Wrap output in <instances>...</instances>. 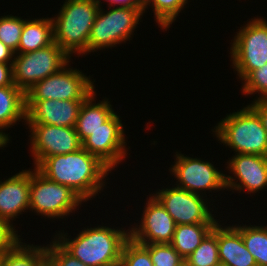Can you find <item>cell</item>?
Masks as SVG:
<instances>
[{"label":"cell","mask_w":267,"mask_h":266,"mask_svg":"<svg viewBox=\"0 0 267 266\" xmlns=\"http://www.w3.org/2000/svg\"><path fill=\"white\" fill-rule=\"evenodd\" d=\"M15 52L0 41V63L13 64Z\"/></svg>","instance_id":"cell-36"},{"label":"cell","mask_w":267,"mask_h":266,"mask_svg":"<svg viewBox=\"0 0 267 266\" xmlns=\"http://www.w3.org/2000/svg\"><path fill=\"white\" fill-rule=\"evenodd\" d=\"M143 15V7L108 6L105 11L100 6L88 38L87 54L130 42Z\"/></svg>","instance_id":"cell-5"},{"label":"cell","mask_w":267,"mask_h":266,"mask_svg":"<svg viewBox=\"0 0 267 266\" xmlns=\"http://www.w3.org/2000/svg\"><path fill=\"white\" fill-rule=\"evenodd\" d=\"M215 225L216 223L176 225L170 244L185 260L201 244Z\"/></svg>","instance_id":"cell-22"},{"label":"cell","mask_w":267,"mask_h":266,"mask_svg":"<svg viewBox=\"0 0 267 266\" xmlns=\"http://www.w3.org/2000/svg\"><path fill=\"white\" fill-rule=\"evenodd\" d=\"M4 252H0V266H3Z\"/></svg>","instance_id":"cell-38"},{"label":"cell","mask_w":267,"mask_h":266,"mask_svg":"<svg viewBox=\"0 0 267 266\" xmlns=\"http://www.w3.org/2000/svg\"><path fill=\"white\" fill-rule=\"evenodd\" d=\"M171 187H162L151 193L173 218L176 225L196 223H217V212L211 207L215 199L204 197L179 188L172 183ZM210 201V202H209ZM213 209V210H212ZM216 218V219H215Z\"/></svg>","instance_id":"cell-11"},{"label":"cell","mask_w":267,"mask_h":266,"mask_svg":"<svg viewBox=\"0 0 267 266\" xmlns=\"http://www.w3.org/2000/svg\"><path fill=\"white\" fill-rule=\"evenodd\" d=\"M70 61L72 58L56 42L33 52L15 54L12 65L13 83L26 93Z\"/></svg>","instance_id":"cell-8"},{"label":"cell","mask_w":267,"mask_h":266,"mask_svg":"<svg viewBox=\"0 0 267 266\" xmlns=\"http://www.w3.org/2000/svg\"><path fill=\"white\" fill-rule=\"evenodd\" d=\"M248 105L259 115L267 132V99H258Z\"/></svg>","instance_id":"cell-33"},{"label":"cell","mask_w":267,"mask_h":266,"mask_svg":"<svg viewBox=\"0 0 267 266\" xmlns=\"http://www.w3.org/2000/svg\"><path fill=\"white\" fill-rule=\"evenodd\" d=\"M228 159L225 164L229 170L228 174L225 173L227 190L238 191L239 195L247 192L252 197L251 194L267 188V156L235 154Z\"/></svg>","instance_id":"cell-14"},{"label":"cell","mask_w":267,"mask_h":266,"mask_svg":"<svg viewBox=\"0 0 267 266\" xmlns=\"http://www.w3.org/2000/svg\"><path fill=\"white\" fill-rule=\"evenodd\" d=\"M239 224L240 222L235 225L233 223V226L241 233L242 240L255 258L257 266H267V225Z\"/></svg>","instance_id":"cell-24"},{"label":"cell","mask_w":267,"mask_h":266,"mask_svg":"<svg viewBox=\"0 0 267 266\" xmlns=\"http://www.w3.org/2000/svg\"><path fill=\"white\" fill-rule=\"evenodd\" d=\"M22 18L12 14L0 16V41L14 52L18 49L20 36L26 20V18Z\"/></svg>","instance_id":"cell-27"},{"label":"cell","mask_w":267,"mask_h":266,"mask_svg":"<svg viewBox=\"0 0 267 266\" xmlns=\"http://www.w3.org/2000/svg\"><path fill=\"white\" fill-rule=\"evenodd\" d=\"M217 222V243L220 264L225 266H257L246 248L241 233L230 224ZM225 225V226H224Z\"/></svg>","instance_id":"cell-18"},{"label":"cell","mask_w":267,"mask_h":266,"mask_svg":"<svg viewBox=\"0 0 267 266\" xmlns=\"http://www.w3.org/2000/svg\"><path fill=\"white\" fill-rule=\"evenodd\" d=\"M84 202L70 187L46 178L35 167L30 169L29 212L50 221L66 220Z\"/></svg>","instance_id":"cell-6"},{"label":"cell","mask_w":267,"mask_h":266,"mask_svg":"<svg viewBox=\"0 0 267 266\" xmlns=\"http://www.w3.org/2000/svg\"><path fill=\"white\" fill-rule=\"evenodd\" d=\"M247 20L230 42V61L239 81L267 63V19Z\"/></svg>","instance_id":"cell-7"},{"label":"cell","mask_w":267,"mask_h":266,"mask_svg":"<svg viewBox=\"0 0 267 266\" xmlns=\"http://www.w3.org/2000/svg\"><path fill=\"white\" fill-rule=\"evenodd\" d=\"M46 178L70 187L85 203L99 196L112 172L82 147L74 152L44 158L36 167Z\"/></svg>","instance_id":"cell-1"},{"label":"cell","mask_w":267,"mask_h":266,"mask_svg":"<svg viewBox=\"0 0 267 266\" xmlns=\"http://www.w3.org/2000/svg\"><path fill=\"white\" fill-rule=\"evenodd\" d=\"M96 225L84 227L73 239L64 230L52 237L87 266H119L123 245L130 238L129 226Z\"/></svg>","instance_id":"cell-2"},{"label":"cell","mask_w":267,"mask_h":266,"mask_svg":"<svg viewBox=\"0 0 267 266\" xmlns=\"http://www.w3.org/2000/svg\"><path fill=\"white\" fill-rule=\"evenodd\" d=\"M23 125H27L26 129L31 133L28 140L34 167L46 157L71 153L82 147L75 127L47 124Z\"/></svg>","instance_id":"cell-13"},{"label":"cell","mask_w":267,"mask_h":266,"mask_svg":"<svg viewBox=\"0 0 267 266\" xmlns=\"http://www.w3.org/2000/svg\"><path fill=\"white\" fill-rule=\"evenodd\" d=\"M143 208L141 220L129 225L130 238L139 244H170L176 226L173 218L152 194Z\"/></svg>","instance_id":"cell-15"},{"label":"cell","mask_w":267,"mask_h":266,"mask_svg":"<svg viewBox=\"0 0 267 266\" xmlns=\"http://www.w3.org/2000/svg\"><path fill=\"white\" fill-rule=\"evenodd\" d=\"M26 123V96L15 84L0 87V133L11 142L5 131L19 122ZM18 122V123H17Z\"/></svg>","instance_id":"cell-20"},{"label":"cell","mask_w":267,"mask_h":266,"mask_svg":"<svg viewBox=\"0 0 267 266\" xmlns=\"http://www.w3.org/2000/svg\"><path fill=\"white\" fill-rule=\"evenodd\" d=\"M46 244L48 266H87L69 254L54 238Z\"/></svg>","instance_id":"cell-31"},{"label":"cell","mask_w":267,"mask_h":266,"mask_svg":"<svg viewBox=\"0 0 267 266\" xmlns=\"http://www.w3.org/2000/svg\"><path fill=\"white\" fill-rule=\"evenodd\" d=\"M150 254L153 266H183L184 259L171 244H141Z\"/></svg>","instance_id":"cell-28"},{"label":"cell","mask_w":267,"mask_h":266,"mask_svg":"<svg viewBox=\"0 0 267 266\" xmlns=\"http://www.w3.org/2000/svg\"><path fill=\"white\" fill-rule=\"evenodd\" d=\"M188 2L189 0H143V12L146 13L150 6L154 12V21L164 32L171 28L180 12L189 5Z\"/></svg>","instance_id":"cell-25"},{"label":"cell","mask_w":267,"mask_h":266,"mask_svg":"<svg viewBox=\"0 0 267 266\" xmlns=\"http://www.w3.org/2000/svg\"><path fill=\"white\" fill-rule=\"evenodd\" d=\"M185 155L176 151L173 156L174 164L168 169L170 175L176 179L175 186L204 197H208L206 191L212 195L213 192L227 191L225 172L210 161Z\"/></svg>","instance_id":"cell-9"},{"label":"cell","mask_w":267,"mask_h":266,"mask_svg":"<svg viewBox=\"0 0 267 266\" xmlns=\"http://www.w3.org/2000/svg\"><path fill=\"white\" fill-rule=\"evenodd\" d=\"M93 1L100 5H102L104 1H106V3H109L107 6L111 7H143V0H103V3L101 2V0Z\"/></svg>","instance_id":"cell-35"},{"label":"cell","mask_w":267,"mask_h":266,"mask_svg":"<svg viewBox=\"0 0 267 266\" xmlns=\"http://www.w3.org/2000/svg\"><path fill=\"white\" fill-rule=\"evenodd\" d=\"M120 115L115 112L101 127L91 132L82 142V148L96 156L111 171L127 157L129 148L124 124Z\"/></svg>","instance_id":"cell-12"},{"label":"cell","mask_w":267,"mask_h":266,"mask_svg":"<svg viewBox=\"0 0 267 266\" xmlns=\"http://www.w3.org/2000/svg\"><path fill=\"white\" fill-rule=\"evenodd\" d=\"M186 266H217L220 264L217 223L201 244L184 260Z\"/></svg>","instance_id":"cell-26"},{"label":"cell","mask_w":267,"mask_h":266,"mask_svg":"<svg viewBox=\"0 0 267 266\" xmlns=\"http://www.w3.org/2000/svg\"><path fill=\"white\" fill-rule=\"evenodd\" d=\"M71 63L73 60L60 71L36 83L25 93L26 100H85L96 90V81L92 76L73 68Z\"/></svg>","instance_id":"cell-10"},{"label":"cell","mask_w":267,"mask_h":266,"mask_svg":"<svg viewBox=\"0 0 267 266\" xmlns=\"http://www.w3.org/2000/svg\"><path fill=\"white\" fill-rule=\"evenodd\" d=\"M211 131L218 143L232 149L234 154L267 156V132L249 105L226 114Z\"/></svg>","instance_id":"cell-3"},{"label":"cell","mask_w":267,"mask_h":266,"mask_svg":"<svg viewBox=\"0 0 267 266\" xmlns=\"http://www.w3.org/2000/svg\"><path fill=\"white\" fill-rule=\"evenodd\" d=\"M21 238L4 252L3 266H47L46 245L27 244Z\"/></svg>","instance_id":"cell-23"},{"label":"cell","mask_w":267,"mask_h":266,"mask_svg":"<svg viewBox=\"0 0 267 266\" xmlns=\"http://www.w3.org/2000/svg\"><path fill=\"white\" fill-rule=\"evenodd\" d=\"M10 142L0 133V149L4 150Z\"/></svg>","instance_id":"cell-37"},{"label":"cell","mask_w":267,"mask_h":266,"mask_svg":"<svg viewBox=\"0 0 267 266\" xmlns=\"http://www.w3.org/2000/svg\"><path fill=\"white\" fill-rule=\"evenodd\" d=\"M13 64L0 63V87L13 85Z\"/></svg>","instance_id":"cell-34"},{"label":"cell","mask_w":267,"mask_h":266,"mask_svg":"<svg viewBox=\"0 0 267 266\" xmlns=\"http://www.w3.org/2000/svg\"><path fill=\"white\" fill-rule=\"evenodd\" d=\"M96 96L97 90H94L83 101L79 111L75 129L81 143L115 113L109 98L105 97L96 103Z\"/></svg>","instance_id":"cell-19"},{"label":"cell","mask_w":267,"mask_h":266,"mask_svg":"<svg viewBox=\"0 0 267 266\" xmlns=\"http://www.w3.org/2000/svg\"><path fill=\"white\" fill-rule=\"evenodd\" d=\"M119 266H153L149 252L129 238L123 245Z\"/></svg>","instance_id":"cell-30"},{"label":"cell","mask_w":267,"mask_h":266,"mask_svg":"<svg viewBox=\"0 0 267 266\" xmlns=\"http://www.w3.org/2000/svg\"><path fill=\"white\" fill-rule=\"evenodd\" d=\"M84 100H26V123L75 127Z\"/></svg>","instance_id":"cell-16"},{"label":"cell","mask_w":267,"mask_h":266,"mask_svg":"<svg viewBox=\"0 0 267 266\" xmlns=\"http://www.w3.org/2000/svg\"><path fill=\"white\" fill-rule=\"evenodd\" d=\"M18 229L12 227L6 220L0 218V252L10 250L21 238Z\"/></svg>","instance_id":"cell-32"},{"label":"cell","mask_w":267,"mask_h":266,"mask_svg":"<svg viewBox=\"0 0 267 266\" xmlns=\"http://www.w3.org/2000/svg\"><path fill=\"white\" fill-rule=\"evenodd\" d=\"M52 17L54 42L71 58L87 55V43L100 4L93 0H65Z\"/></svg>","instance_id":"cell-4"},{"label":"cell","mask_w":267,"mask_h":266,"mask_svg":"<svg viewBox=\"0 0 267 266\" xmlns=\"http://www.w3.org/2000/svg\"><path fill=\"white\" fill-rule=\"evenodd\" d=\"M241 82V95L255 96L256 94L254 101L267 99V63L259 69L251 71Z\"/></svg>","instance_id":"cell-29"},{"label":"cell","mask_w":267,"mask_h":266,"mask_svg":"<svg viewBox=\"0 0 267 266\" xmlns=\"http://www.w3.org/2000/svg\"><path fill=\"white\" fill-rule=\"evenodd\" d=\"M30 168L0 180V218L6 220L12 227L13 221L29 210Z\"/></svg>","instance_id":"cell-17"},{"label":"cell","mask_w":267,"mask_h":266,"mask_svg":"<svg viewBox=\"0 0 267 266\" xmlns=\"http://www.w3.org/2000/svg\"><path fill=\"white\" fill-rule=\"evenodd\" d=\"M54 42L52 17L26 19L15 54L33 52Z\"/></svg>","instance_id":"cell-21"}]
</instances>
